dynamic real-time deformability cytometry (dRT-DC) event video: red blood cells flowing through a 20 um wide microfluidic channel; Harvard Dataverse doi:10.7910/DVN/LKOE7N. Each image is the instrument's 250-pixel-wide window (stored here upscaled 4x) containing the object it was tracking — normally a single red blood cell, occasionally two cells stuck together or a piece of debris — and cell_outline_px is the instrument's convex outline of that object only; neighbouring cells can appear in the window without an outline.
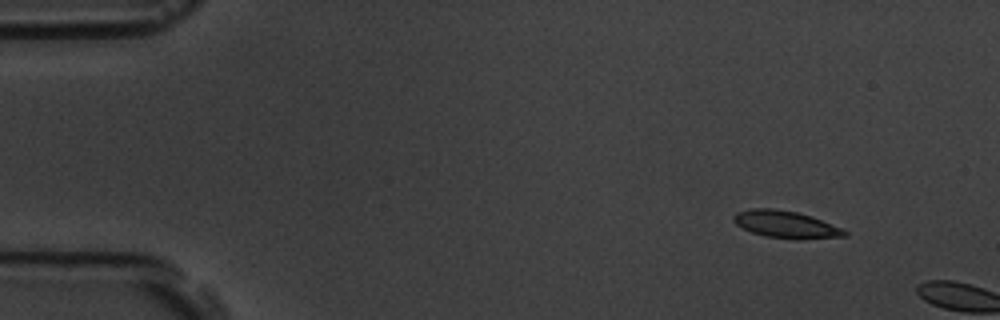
{"species": "common noctule bat (a hibernating species)", "species_latin": "Nyctalus noctula", "temperature_condition": "room temperature", "stored_images_in_passage": 2, "camera_frame_rate_fps": 3000, "um_per_image_px": 0.085, "animal": {"sex": "male", "body_mass_g": 19.5, "forearm_length_mm": 54.6}, "frame": {"image": 1, "passage_image": 1, "time_ms": 0.0, "image_size_px": [1000, 320], "cell_outline_px": [[848, 236], [800, 240], [796, 240], [764, 236], [752, 232], [736, 224], [732, 220], [732, 216], [736, 212], [752, 208], [772, 208], [796, 212], [820, 220], [840, 228], [848, 232]], "centroid_in_image_um": [66.76, 19.09], "position_along_channel_um": 18.2, "area_um2": 17.51}}